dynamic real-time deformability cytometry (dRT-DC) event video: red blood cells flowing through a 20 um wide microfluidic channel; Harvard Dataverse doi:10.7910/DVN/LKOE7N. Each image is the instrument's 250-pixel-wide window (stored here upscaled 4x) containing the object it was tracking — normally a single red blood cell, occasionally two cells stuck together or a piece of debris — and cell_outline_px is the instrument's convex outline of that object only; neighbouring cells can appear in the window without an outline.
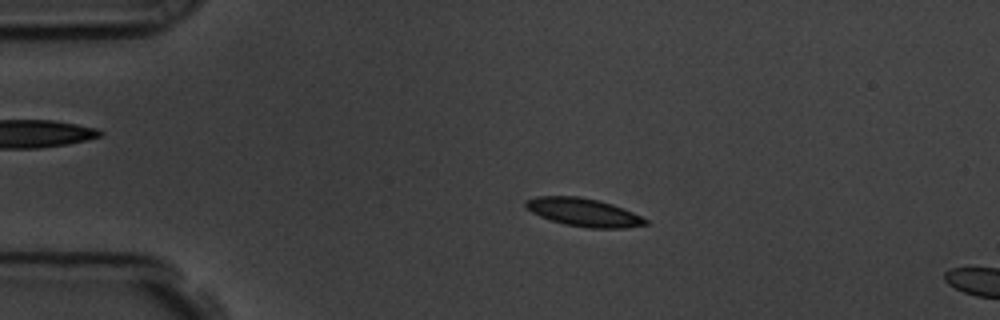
{"species": "common noctule bat (a hibernating species)", "species_latin": "Nyctalus noctula", "temperature_condition": "room temperature", "stored_images_in_passage": 5, "camera_frame_rate_fps": 3000, "um_per_image_px": 0.085, "animal": {"sex": "male", "body_mass_g": 19.5, "forearm_length_mm": 54.6}, "frame": {"image": 1, "passage_image": 1, "time_ms": 0.0, "image_size_px": [1000, 320], "cell_outline_px": [[648, 224], [624, 228], [588, 228], [564, 224], [540, 216], [532, 212], [524, 204], [524, 200], [536, 196], [580, 196], [612, 204], [632, 212], [648, 220]], "centroid_in_image_um": [49.59, 18.04], "position_along_channel_um": 35.4, "area_um2": 19.48}}